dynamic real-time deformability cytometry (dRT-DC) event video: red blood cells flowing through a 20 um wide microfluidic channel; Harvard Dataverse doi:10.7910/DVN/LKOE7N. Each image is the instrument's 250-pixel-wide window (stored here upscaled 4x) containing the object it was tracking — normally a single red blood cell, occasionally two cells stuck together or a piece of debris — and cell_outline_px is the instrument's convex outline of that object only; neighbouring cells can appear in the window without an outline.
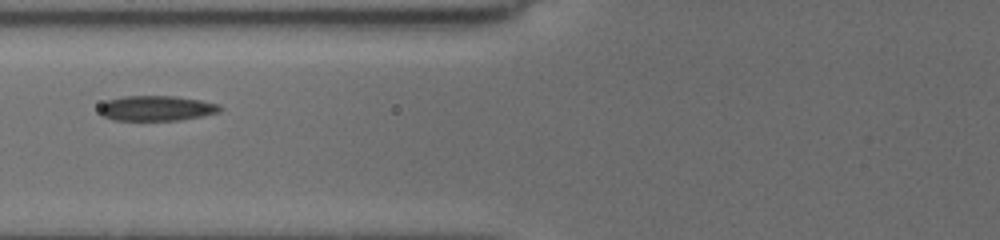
{"species": "common noctule bat (a hibernating species)", "species_latin": "Nyctalus noctula", "temperature_condition": "cold", "stored_images_in_passage": 16, "camera_frame_rate_fps": 3000, "um_per_image_px": 0.085, "animal": {"sex": "female", "body_mass_g": 19.5, "forearm_length_mm": 54.1}, "frame": {"image": 1, "passage_image": 7, "time_ms": 6.667, "image_size_px": [1000, 240], "cell_outline_px": [[224, 108], [220, 112], [180, 120], [112, 120], [100, 116], [100, 104], [108, 100], [124, 96], [176, 96], [200, 100], [220, 104]], "centroid_in_image_um": [13.3, 9.2], "position_along_channel_um": 112.5, "area_um2": 17.8}}
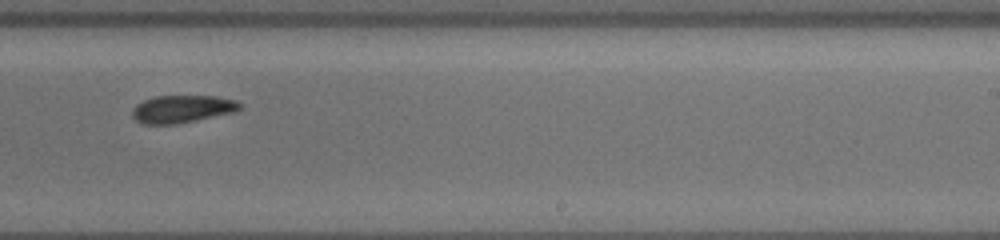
{"frame": {"image": 2, "passage_image": 11, "time_ms": 11.0, "image_size_px": [1000, 240], "cell_outline_px": [[240, 108], [232, 112], [196, 120], [176, 124], [140, 124], [132, 116], [132, 112], [136, 104], [144, 100], [156, 96], [216, 96], [236, 100], [240, 104]], "centroid_in_image_um": [15.44, 9.26], "position_along_channel_um": 273.6, "area_um2": 17.11}}
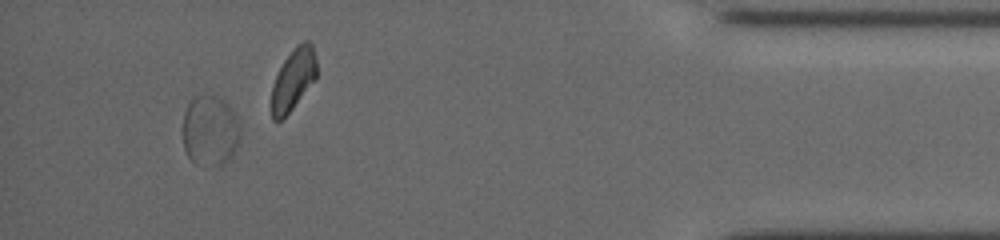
{"frame": {"image": 3, "passage_image": 15, "time_ms": 15.667, "image_size_px": [1000, 240], "cell_outline_px": [[240, 140], [232, 156], [228, 160], [220, 164], [196, 164], [188, 156], [184, 148], [184, 112], [188, 104], [196, 96], [216, 96], [224, 100], [232, 108], [240, 120]], "centroid_in_image_um": [17.9, 11.09], "position_along_channel_um": 417.3, "area_um2": 23.52}, "authors_computed_cell_mechanics": {"area_um2": 18.4093, "velocity_mm_per_s": 3.7119, "shape_relaxation_time_tau1_ms": null, "shape_relaxation_time_tau2_ms": 4.1859, "deformation_change_tau1": null, "deformation_change_tau2": 0.0742}}